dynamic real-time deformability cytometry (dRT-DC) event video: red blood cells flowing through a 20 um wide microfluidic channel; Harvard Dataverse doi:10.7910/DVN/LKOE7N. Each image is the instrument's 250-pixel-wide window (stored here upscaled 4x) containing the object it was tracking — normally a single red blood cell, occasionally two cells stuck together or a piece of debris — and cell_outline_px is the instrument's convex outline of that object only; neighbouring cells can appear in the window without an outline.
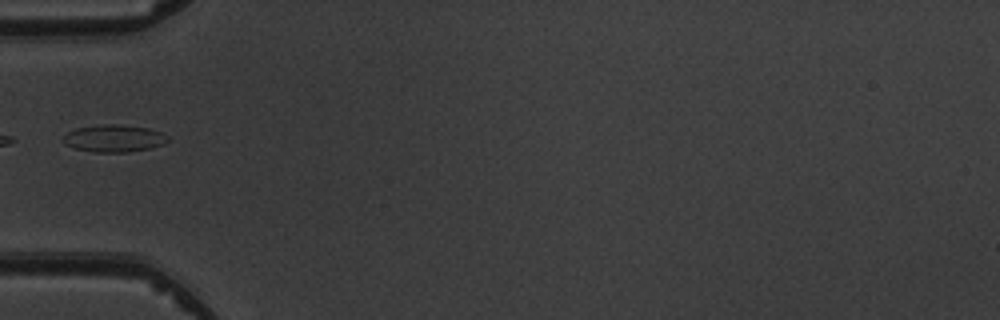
{"species": "common noctule bat (a hibernating species)", "species_latin": "Nyctalus noctula", "temperature_condition": "warm", "stored_images_in_passage": 1, "camera_frame_rate_fps": 3000, "um_per_image_px": 0.085, "animal": {"sex": "male", "body_mass_g": 19.5, "forearm_length_mm": 54.6}, "frame": {"image": 1, "passage_image": 1, "time_ms": 0.0, "image_size_px": [1000, 320], "cell_outline_px": [[168, 140], [164, 144], [152, 148], [128, 152], [92, 152], [76, 148], [64, 144], [60, 140], [68, 132], [76, 128], [100, 124], [120, 124], [148, 128], [160, 132], [168, 136]], "centroid_in_image_um": [9.68, 11.76], "position_along_channel_um": 75.3, "area_um2": 16.76}}